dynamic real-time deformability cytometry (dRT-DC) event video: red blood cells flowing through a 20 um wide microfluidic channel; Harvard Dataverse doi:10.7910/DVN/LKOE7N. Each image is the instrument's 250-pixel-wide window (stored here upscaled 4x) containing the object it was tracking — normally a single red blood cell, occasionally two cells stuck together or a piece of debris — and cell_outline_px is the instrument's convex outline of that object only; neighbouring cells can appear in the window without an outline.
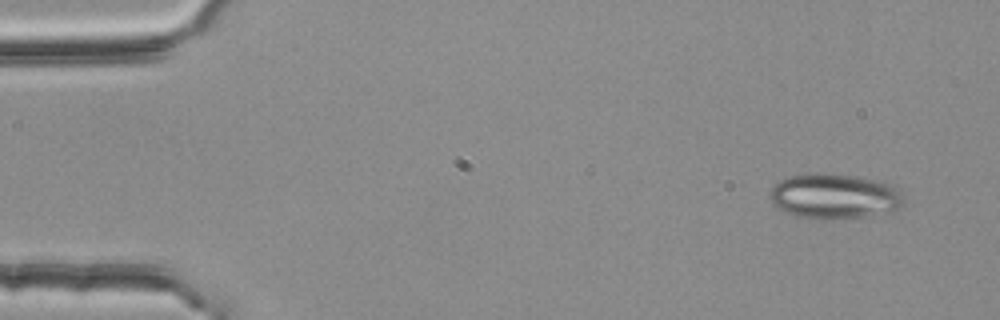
{"species": "common noctule bat (a hibernating species)", "species_latin": "Nyctalus noctula", "temperature_condition": "room temperature", "stored_images_in_passage": 3, "camera_frame_rate_fps": 3000, "um_per_image_px": 0.085, "animal": {"sex": "female", "body_mass_g": 25.1}, "frame": {"image": 1, "passage_image": 1, "time_ms": 0.0, "image_size_px": [1000, 320], "cell_outline_px": [[904, 204], [896, 208], [868, 216], [824, 220], [796, 216], [784, 212], [776, 208], [772, 204], [768, 196], [768, 192], [780, 180], [788, 176], [820, 172], [856, 176], [884, 180], [900, 188], [904, 196]], "centroid_in_image_um": [70.91, 16.66], "position_along_channel_um": 14.1, "area_um2": 35.89}}